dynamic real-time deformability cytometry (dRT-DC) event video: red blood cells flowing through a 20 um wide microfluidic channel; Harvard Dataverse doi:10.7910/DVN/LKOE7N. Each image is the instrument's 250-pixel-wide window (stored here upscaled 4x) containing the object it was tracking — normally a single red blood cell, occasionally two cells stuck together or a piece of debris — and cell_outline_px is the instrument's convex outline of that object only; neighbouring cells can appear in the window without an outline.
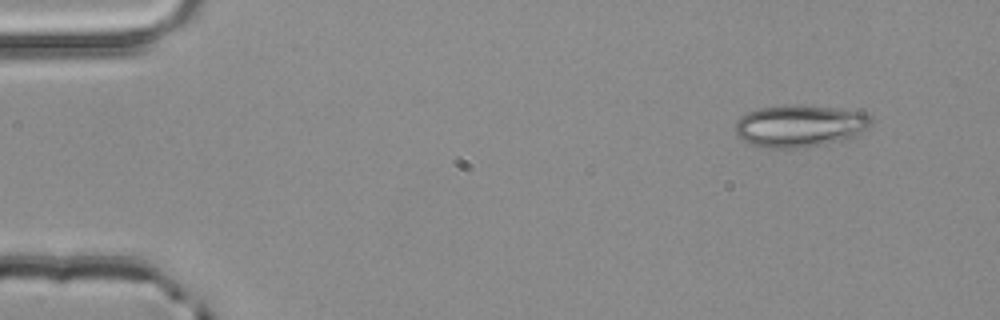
{"species": "common noctule bat (a hibernating species)", "species_latin": "Nyctalus noctula", "temperature_condition": "room temperature", "stored_images_in_passage": 3, "camera_frame_rate_fps": 3000, "um_per_image_px": 0.085, "animal": {"sex": "male", "body_mass_g": 20.4}, "frame": {"image": 1, "passage_image": 3, "time_ms": 0.667, "image_size_px": [1000, 320], "cell_outline_px": [[872, 124], [868, 128], [856, 136], [848, 140], [804, 148], [764, 148], [752, 144], [744, 140], [736, 132], [736, 124], [740, 116], [748, 112], [760, 108], [784, 104], [796, 104], [832, 108], [864, 112], [872, 116]], "centroid_in_image_um": [68.04, 10.71], "position_along_channel_um": 17.0, "area_um2": 33.76}}